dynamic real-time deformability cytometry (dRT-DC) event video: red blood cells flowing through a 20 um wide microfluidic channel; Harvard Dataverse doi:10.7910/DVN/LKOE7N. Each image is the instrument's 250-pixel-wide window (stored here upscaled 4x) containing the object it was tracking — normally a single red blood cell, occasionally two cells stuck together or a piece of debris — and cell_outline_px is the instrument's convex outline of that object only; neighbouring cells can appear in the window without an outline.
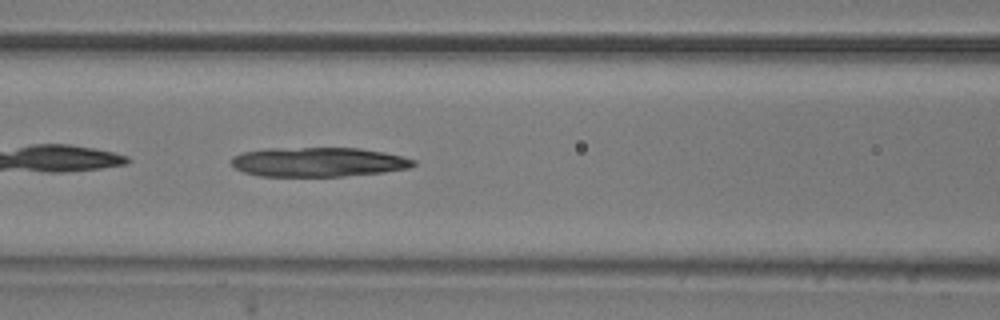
{"species": "common noctule bat (a hibernating species)", "species_latin": "Nyctalus noctula", "temperature_condition": "room temperature", "stored_images_in_passage": 37, "camera_frame_rate_fps": 3000, "um_per_image_px": 0.085, "animal": {"sex": "male", "body_mass_g": 20.5, "forearm_length_mm": 52.5}, "frame": {"image": 1, "passage_image": 7, "time_ms": 2.0, "image_size_px": [1000, 320], "cell_outline_px": [[416, 164], [408, 168], [384, 172], [344, 176], [260, 176], [244, 172], [236, 168], [228, 160], [232, 156], [244, 152], [264, 148], [360, 148], [384, 152], [416, 160]], "centroid_in_image_um": [27.02, 13.77], "position_along_channel_um": 139.6, "area_um2": 31.27}}
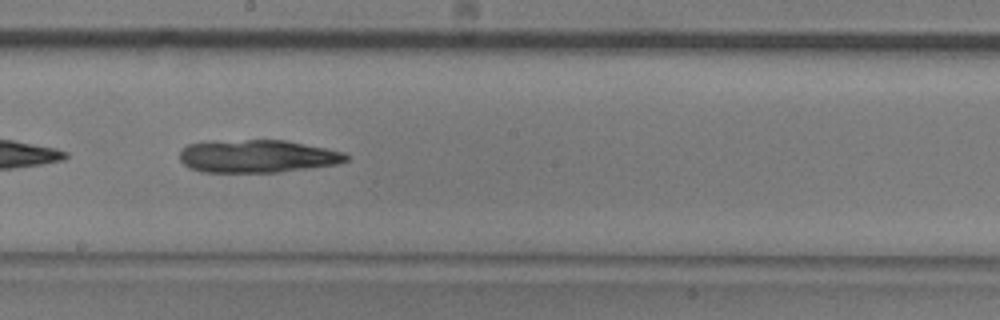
{"frame": {"image": 2, "passage_image": 14, "time_ms": 4.333, "image_size_px": [1000, 320], "cell_outline_px": [[348, 160], [336, 164], [280, 172], [200, 172], [188, 168], [180, 160], [180, 152], [188, 144], [208, 140], [284, 140], [344, 152], [348, 156]], "centroid_in_image_um": [21.81, 13.27], "position_along_channel_um": 226.4, "area_um2": 31.96}}
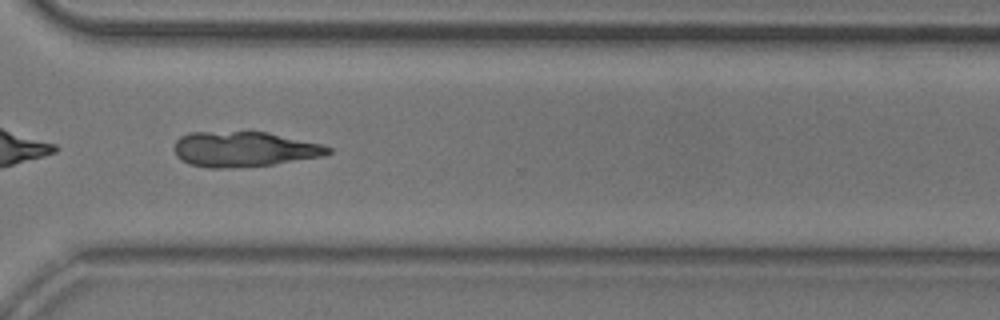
{"frame": {"image": 3, "passage_image": 24, "time_ms": 7.667, "image_size_px": [1000, 320], "cell_outline_px": [[332, 152], [324, 156], [272, 164], [228, 168], [208, 168], [188, 164], [180, 160], [176, 156], [176, 140], [180, 136], [192, 132], [268, 132], [320, 144], [332, 148]], "centroid_in_image_um": [20.73, 12.69], "position_along_channel_um": 349.9, "area_um2": 31.39}}